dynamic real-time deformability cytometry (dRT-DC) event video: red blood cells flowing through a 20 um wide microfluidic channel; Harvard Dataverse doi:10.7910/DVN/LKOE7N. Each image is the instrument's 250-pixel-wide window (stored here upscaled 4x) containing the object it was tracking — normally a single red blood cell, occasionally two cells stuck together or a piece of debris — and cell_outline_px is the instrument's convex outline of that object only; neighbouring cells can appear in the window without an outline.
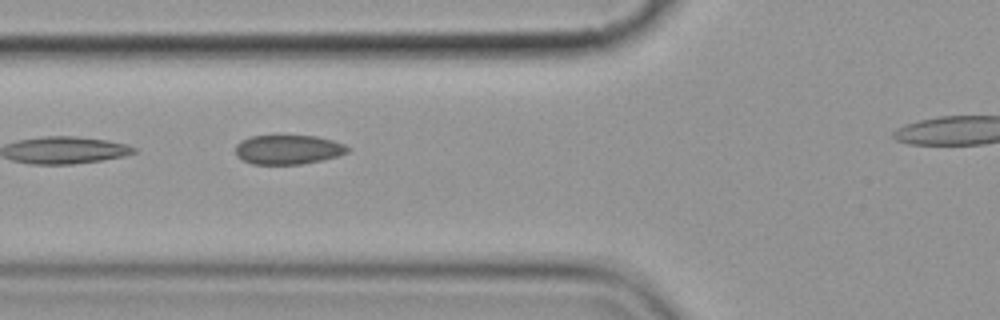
{"species": "common noctule bat (a hibernating species)", "species_latin": "Nyctalus noctula", "temperature_condition": "cold", "stored_images_in_passage": 5, "segment_of_instrument_passage": [1, 2], "camera_frame_rate_fps": 3000, "um_per_image_px": 0.085, "animal": {"sex": "female", "body_mass_g": 19.9}, "frame": {"image": 1, "passage_image": 2, "time_ms": 1.333, "image_size_px": [1000, 320], "cell_outline_px": [[352, 148], [348, 152], [324, 160], [300, 164], [252, 164], [236, 156], [236, 144], [240, 140], [252, 136], [276, 132], [316, 136], [332, 140], [344, 144]], "centroid_in_image_um": [24.47, 12.66], "position_along_channel_um": 101.3, "area_um2": 20.11}}
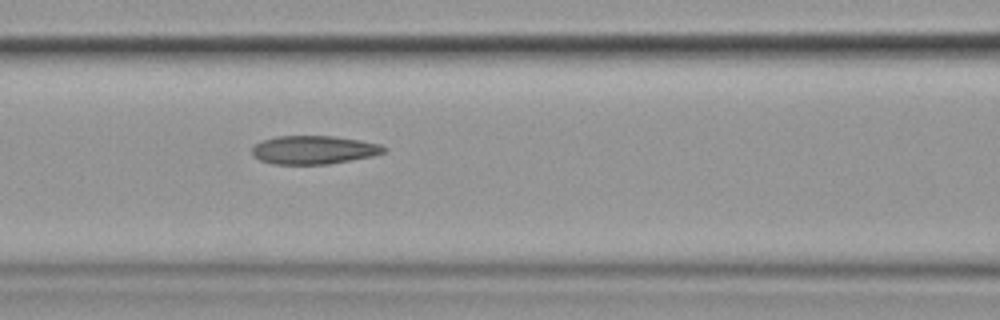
{"frame": {"image": 2, "passage_image": 4, "time_ms": 4.667, "image_size_px": [1000, 320], "cell_outline_px": [[388, 148], [384, 152], [372, 156], [328, 164], [272, 164], [260, 160], [252, 156], [252, 148], [260, 140], [276, 136], [332, 136], [360, 140], [380, 144]], "centroid_in_image_um": [26.64, 12.74], "position_along_channel_um": 140.0, "area_um2": 21.91}}